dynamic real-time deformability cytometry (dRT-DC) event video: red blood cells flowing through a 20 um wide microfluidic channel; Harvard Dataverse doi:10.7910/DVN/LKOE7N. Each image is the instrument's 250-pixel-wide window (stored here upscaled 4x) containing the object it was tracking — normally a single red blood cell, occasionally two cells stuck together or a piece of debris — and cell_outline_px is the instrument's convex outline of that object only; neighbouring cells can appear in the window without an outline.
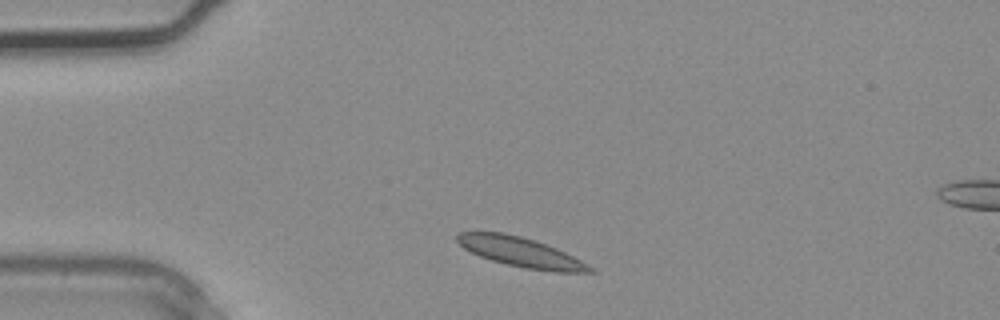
{"species": "common noctule bat (a hibernating species)", "species_latin": "Nyctalus noctula", "temperature_condition": "warm", "stored_images_in_passage": 2, "segment_of_instrument_passage": [1, 2], "camera_frame_rate_fps": 3000, "um_per_image_px": 0.085, "animal": {"sex": "male", "body_mass_g": 20.4}, "frame": {"image": 1, "passage_image": 1, "time_ms": 0.0, "image_size_px": [1000, 320], "cell_outline_px": [[596, 272], [556, 272], [524, 268], [492, 260], [480, 256], [464, 248], [456, 240], [456, 236], [460, 232], [504, 232], [536, 240], [556, 248], [596, 268]], "centroid_in_image_um": [44.3, 21.43], "position_along_channel_um": 40.7, "area_um2": 22.77}}